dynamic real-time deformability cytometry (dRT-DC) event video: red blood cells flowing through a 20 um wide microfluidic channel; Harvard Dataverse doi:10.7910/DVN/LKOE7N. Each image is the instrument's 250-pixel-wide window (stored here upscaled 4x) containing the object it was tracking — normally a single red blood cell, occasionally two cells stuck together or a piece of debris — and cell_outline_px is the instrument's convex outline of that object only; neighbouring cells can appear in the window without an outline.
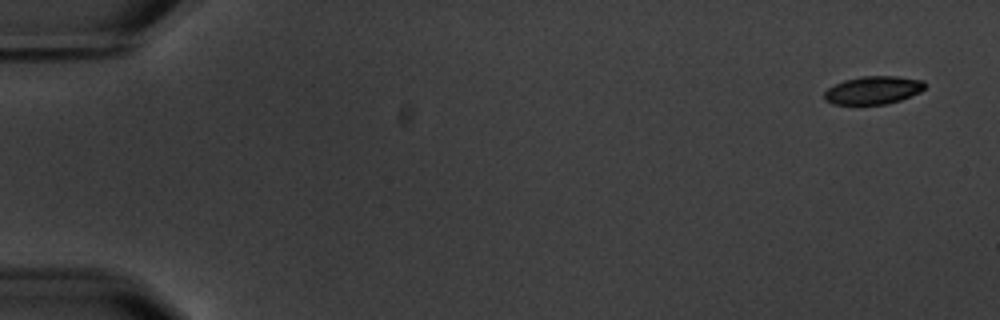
{"species": "common noctule bat (a hibernating species)", "species_latin": "Nyctalus noctula", "temperature_condition": "warm", "stored_images_in_passage": 5, "camera_frame_rate_fps": 3000, "um_per_image_px": 0.085, "animal": {"sex": "male", "body_mass_g": 20.1, "forearm_length_mm": 53.5}, "frame": {"image": 1, "passage_image": 1, "time_ms": 0.0, "image_size_px": [1000, 320], "cell_outline_px": [[924, 88], [920, 92], [900, 100], [884, 104], [832, 104], [824, 100], [824, 92], [828, 88], [844, 80], [860, 76], [896, 76], [924, 80]], "centroid_in_image_um": [74.2, 7.66], "position_along_channel_um": 10.8, "area_um2": 16.36}}
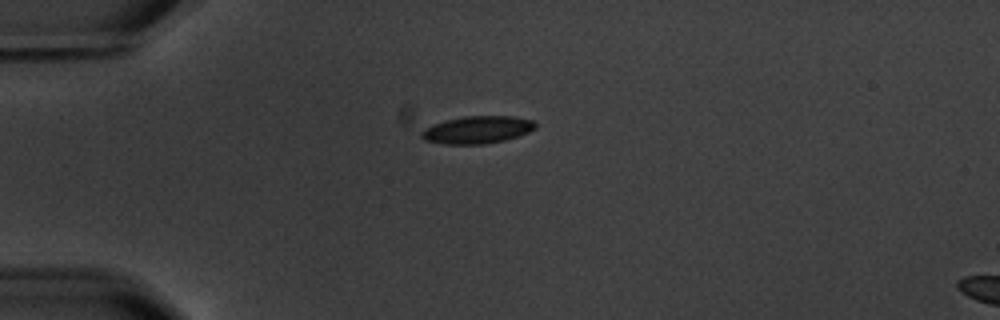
{"frame": {"image": 2, "passage_image": 4, "time_ms": 4.333, "image_size_px": [1000, 320], "cell_outline_px": [[536, 128], [528, 132], [504, 140], [484, 144], [444, 144], [424, 140], [420, 136], [420, 132], [424, 128], [432, 124], [464, 116], [512, 116], [532, 120], [536, 124]], "centroid_in_image_um": [40.53, 11.03], "position_along_channel_um": 44.5, "area_um2": 18.15}}